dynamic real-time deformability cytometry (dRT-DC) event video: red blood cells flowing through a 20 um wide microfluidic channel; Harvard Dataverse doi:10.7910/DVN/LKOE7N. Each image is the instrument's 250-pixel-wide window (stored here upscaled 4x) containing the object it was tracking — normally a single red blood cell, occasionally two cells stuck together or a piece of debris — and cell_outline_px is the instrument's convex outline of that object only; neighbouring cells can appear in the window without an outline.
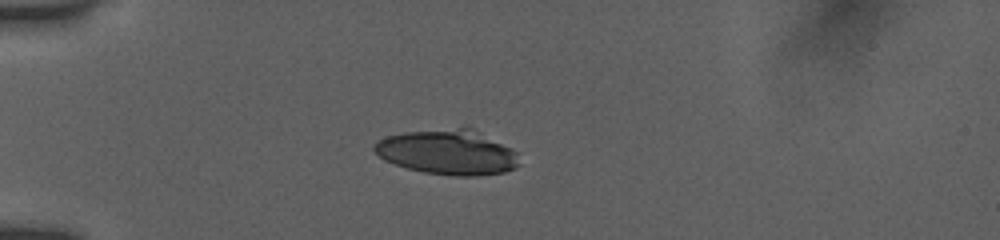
{"species": "human", "species_latin": "Homo sapiens", "temperature_condition": "room temperature", "stored_images_in_passage": 39, "camera_frame_rate_fps": 3000, "um_per_image_px": 0.085, "donor": {"sex": "female"}, "frame": {"image": 1, "passage_image": 1, "time_ms": 0.0, "image_size_px": [1000, 240], "cell_outline_px": [[520, 164], [516, 168], [504, 172], [476, 176], [456, 176], [424, 172], [408, 168], [384, 160], [372, 148], [372, 144], [376, 140], [384, 136], [404, 132], [456, 128], [472, 128], [512, 148], [516, 152]], "centroid_in_image_um": [38.05, 12.94], "position_along_channel_um": 46.9, "area_um2": 37.97}}
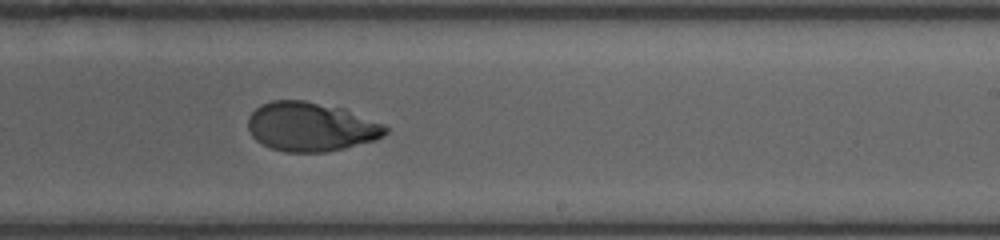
{"frame": {"image": 2, "passage_image": 20, "time_ms": 6.333, "image_size_px": [1000, 240], "cell_outline_px": [[388, 132], [384, 136], [376, 140], [328, 152], [284, 152], [272, 148], [256, 140], [252, 136], [248, 128], [248, 116], [260, 104], [272, 100], [304, 100], [344, 108], [384, 124], [388, 128]], "centroid_in_image_um": [26.43, 10.77], "position_along_channel_um": 262.6, "area_um2": 39.54}}
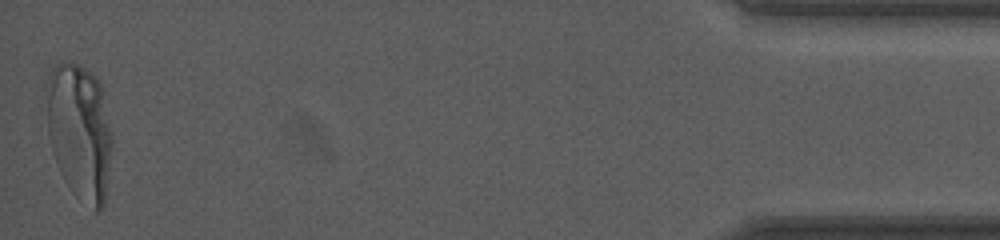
{"frame": {"image": 3, "passage_image": 39, "time_ms": 12.667, "image_size_px": [1000, 240], "cell_outline_px": [[112, 148], [104, 208], [100, 212], [96, 212], [64, 180], [60, 172], [52, 152], [48, 132], [48, 76], [56, 64], [68, 60], [92, 72], [100, 84], [112, 132]], "centroid_in_image_um": [6.8, 11.17], "position_along_channel_um": 428.4, "area_um2": 51.62}, "authors_computed_cell_mechanics": {"area_um2": 41.038, "velocity_mm_per_s": 3.8892, "shape_relaxation_time_tau1_ms": 9.3755, "shape_relaxation_time_tau2_ms": null, "deformation_change_tau1": 0.2325, "deformation_change_tau2": null}}